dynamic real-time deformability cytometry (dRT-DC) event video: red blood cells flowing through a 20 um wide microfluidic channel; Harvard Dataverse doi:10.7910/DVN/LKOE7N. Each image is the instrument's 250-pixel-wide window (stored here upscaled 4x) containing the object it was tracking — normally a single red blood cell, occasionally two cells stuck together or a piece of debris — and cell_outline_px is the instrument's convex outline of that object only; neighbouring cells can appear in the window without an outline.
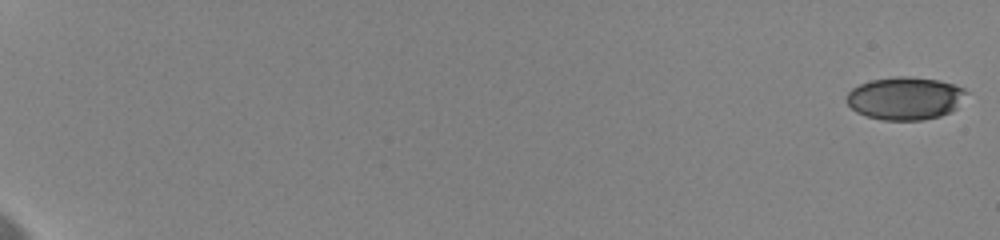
{"species": "human", "species_latin": "Homo sapiens", "temperature_condition": "cold", "stored_images_in_passage": 89, "camera_frame_rate_fps": 3000, "um_per_image_px": 0.085, "donor": {"sex": "female"}, "frame": {"image": 1, "passage_image": 1, "time_ms": 0.0, "image_size_px": [1000, 240], "cell_outline_px": [[968, 92], [956, 108], [940, 116], [924, 120], [880, 120], [856, 112], [844, 100], [848, 92], [852, 88], [860, 84], [872, 80], [896, 76], [908, 76], [936, 80], [952, 84], [964, 88]], "centroid_in_image_um": [76.91, 8.36], "position_along_channel_um": 8.1, "area_um2": 29.82}}
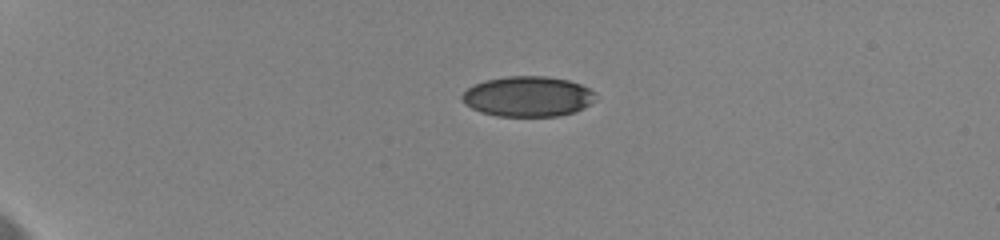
{"frame": {"image": 2, "passage_image": 30, "time_ms": 5.333, "image_size_px": [1000, 240], "cell_outline_px": [[596, 100], [584, 108], [576, 112], [560, 116], [496, 116], [480, 112], [464, 104], [460, 100], [460, 96], [468, 88], [476, 84], [488, 80], [508, 76], [548, 76], [568, 80], [580, 84], [596, 92]], "centroid_in_image_um": [44.89, 8.21], "position_along_channel_um": 40.1, "area_um2": 31.62}}